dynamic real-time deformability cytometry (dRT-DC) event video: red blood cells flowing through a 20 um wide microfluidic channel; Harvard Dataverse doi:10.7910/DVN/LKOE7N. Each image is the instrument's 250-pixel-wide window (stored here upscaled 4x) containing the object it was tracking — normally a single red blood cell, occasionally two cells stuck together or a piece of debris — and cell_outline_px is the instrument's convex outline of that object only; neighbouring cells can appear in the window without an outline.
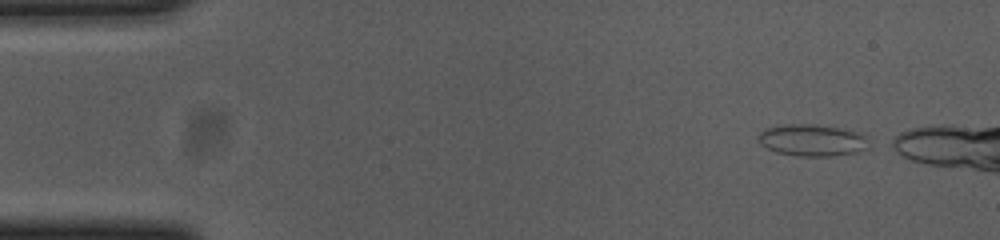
{"species": "common noctule bat (a hibernating species)", "species_latin": "Nyctalus noctula", "temperature_condition": "cold", "stored_images_in_passage": 41, "camera_frame_rate_fps": 3000, "um_per_image_px": 0.085, "animal": {"sex": "female", "body_mass_g": 23.0, "forearm_length_mm": 53.4}, "frame": {"image": 1, "passage_image": 1, "time_ms": 0.0, "image_size_px": [1000, 240], "cell_outline_px": [[868, 148], [856, 152], [832, 156], [800, 156], [776, 152], [760, 144], [756, 140], [756, 136], [764, 128], [784, 124], [812, 124], [840, 128], [860, 132], [864, 136]], "centroid_in_image_um": [68.97, 11.91], "position_along_channel_um": 16.0, "area_um2": 20.52}}
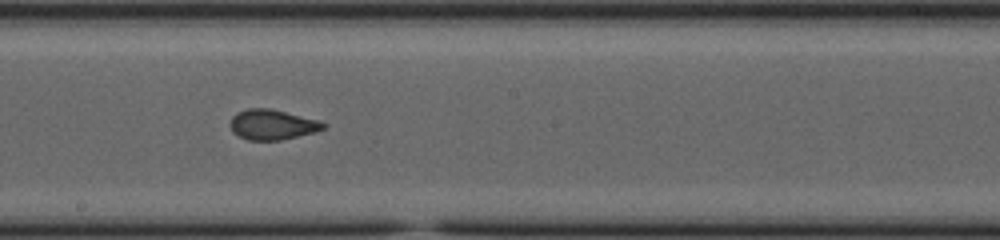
{"frame": {"image": 2, "passage_image": 26, "time_ms": 8.333, "image_size_px": [1000, 240], "cell_outline_px": [[328, 124], [324, 128], [316, 132], [280, 140], [248, 140], [232, 132], [228, 124], [232, 116], [236, 112], [248, 108], [268, 108], [316, 120]], "centroid_in_image_um": [23.09, 10.6], "position_along_channel_um": 225.1, "area_um2": 16.3}}
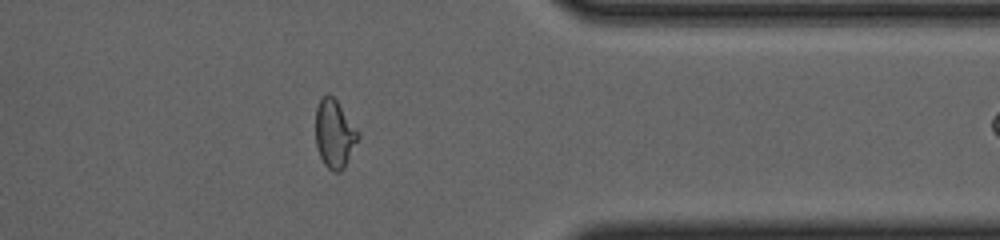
{"frame": {"image": 3, "passage_image": 40, "time_ms": 13.0, "image_size_px": [1000, 240], "cell_outline_px": [[360, 136], [344, 168], [340, 172], [332, 172], [324, 164], [316, 148], [316, 108], [320, 100], [328, 92], [336, 100], [360, 132]], "centroid_in_image_um": [28.44, 11.39], "position_along_channel_um": 383.0, "area_um2": 16.94}}